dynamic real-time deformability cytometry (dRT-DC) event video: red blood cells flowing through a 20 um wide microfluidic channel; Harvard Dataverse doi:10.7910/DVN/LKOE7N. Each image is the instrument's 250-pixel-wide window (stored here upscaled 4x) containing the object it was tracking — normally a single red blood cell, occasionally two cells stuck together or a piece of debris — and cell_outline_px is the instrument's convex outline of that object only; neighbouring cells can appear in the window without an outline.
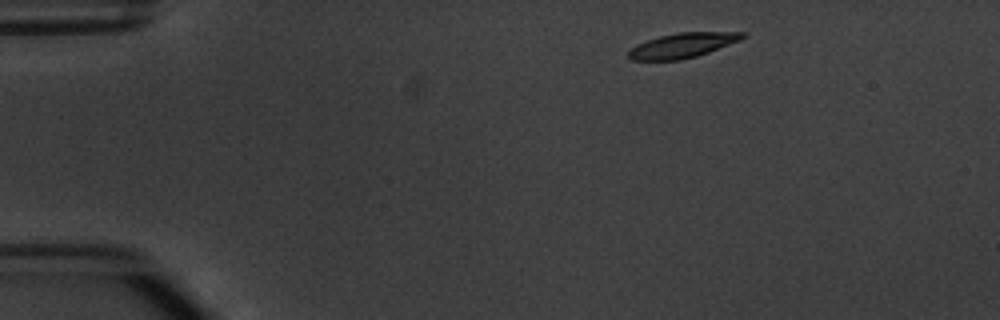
{"species": "common noctule bat (a hibernating species)", "species_latin": "Nyctalus noctula", "temperature_condition": "warm", "stored_images_in_passage": 3, "camera_frame_rate_fps": 3000, "um_per_image_px": 0.085, "animal": {"sex": "male", "body_mass_g": 20.1, "forearm_length_mm": 53.5}, "frame": {"image": 1, "passage_image": 1, "time_ms": 0.0, "image_size_px": [1000, 320], "cell_outline_px": [[744, 36], [740, 40], [708, 52], [696, 56], [680, 60], [632, 60], [628, 56], [628, 52], [636, 44], [660, 36], [676, 32], [744, 32]], "centroid_in_image_um": [57.99, 3.85], "position_along_channel_um": 27.0, "area_um2": 16.24}}